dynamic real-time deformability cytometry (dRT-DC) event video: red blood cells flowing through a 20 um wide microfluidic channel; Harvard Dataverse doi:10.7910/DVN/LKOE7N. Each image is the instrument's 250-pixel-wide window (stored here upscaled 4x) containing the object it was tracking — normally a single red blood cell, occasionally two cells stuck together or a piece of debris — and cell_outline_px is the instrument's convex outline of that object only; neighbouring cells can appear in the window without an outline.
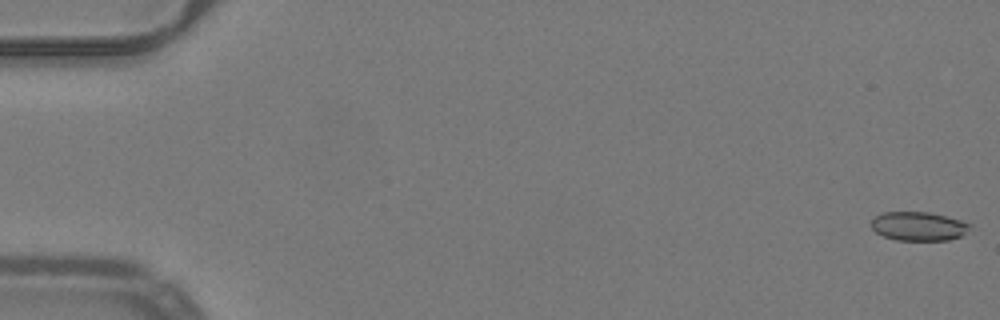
{"species": "common noctule bat (a hibernating species)", "species_latin": "Nyctalus noctula", "temperature_condition": "warm", "stored_images_in_passage": 52, "camera_frame_rate_fps": 3000, "um_per_image_px": 0.085, "animal": {"sex": "male", "body_mass_g": 19.2, "forearm_length_mm": 51.8}, "frame": {"image": 1, "passage_image": 1, "time_ms": 0.0, "image_size_px": [1000, 320], "cell_outline_px": [[972, 228], [960, 236], [948, 240], [896, 240], [884, 236], [876, 232], [872, 228], [872, 220], [876, 216], [884, 212], [928, 212], [960, 220], [972, 224]], "centroid_in_image_um": [78.1, 19.23], "position_along_channel_um": 6.9, "area_um2": 16.47}}
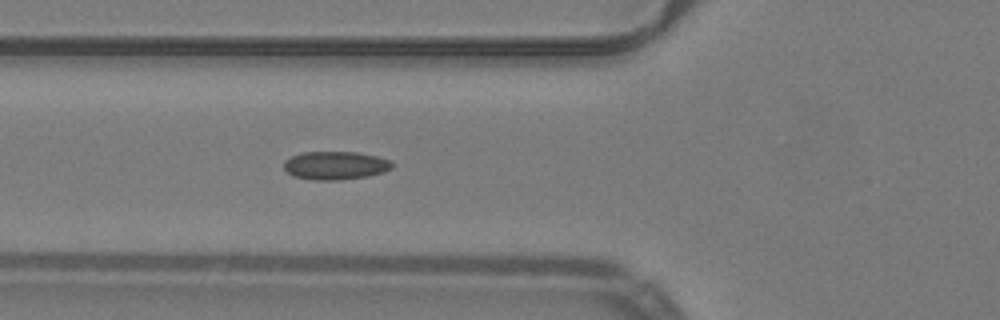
{"frame": {"image": 2, "passage_image": 20, "time_ms": 6.333, "image_size_px": [1000, 320], "cell_outline_px": [[392, 168], [384, 172], [368, 176], [336, 180], [312, 180], [292, 176], [284, 168], [284, 160], [300, 152], [356, 152], [376, 156], [388, 160], [392, 164]], "centroid_in_image_um": [28.47, 14.06], "position_along_channel_um": 97.3, "area_um2": 17.8}}
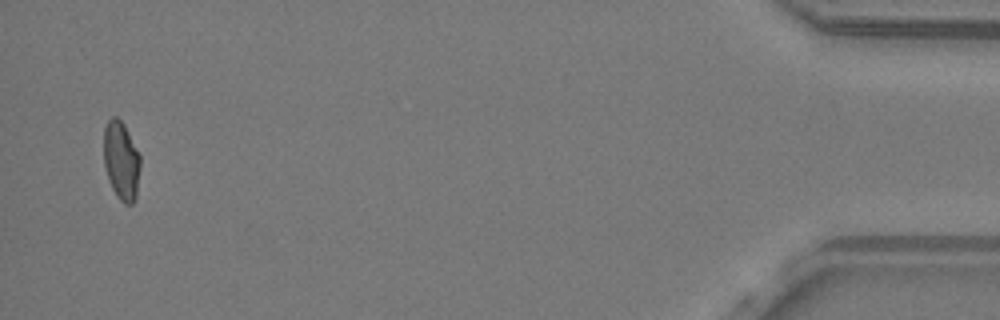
{"frame": {"image": 3, "passage_image": 51, "time_ms": 16.667, "image_size_px": [1000, 320], "cell_outline_px": [[140, 168], [136, 200], [132, 204], [124, 204], [116, 196], [108, 180], [104, 164], [104, 128], [108, 120], [112, 116], [116, 116], [124, 124], [140, 156]], "centroid_in_image_um": [10.31, 13.68], "position_along_channel_um": 424.9, "area_um2": 16.88}, "authors_computed_cell_mechanics": {"area_um2": 17.0799, "velocity_mm_per_s": 3.9933, "shape_relaxation_time_tau1_ms": null, "shape_relaxation_time_tau2_ms": 2.0593, "deformation_change_tau1": null, "deformation_change_tau2": 0.0689}}